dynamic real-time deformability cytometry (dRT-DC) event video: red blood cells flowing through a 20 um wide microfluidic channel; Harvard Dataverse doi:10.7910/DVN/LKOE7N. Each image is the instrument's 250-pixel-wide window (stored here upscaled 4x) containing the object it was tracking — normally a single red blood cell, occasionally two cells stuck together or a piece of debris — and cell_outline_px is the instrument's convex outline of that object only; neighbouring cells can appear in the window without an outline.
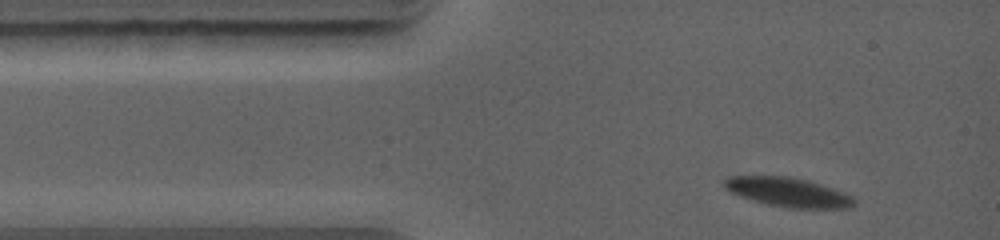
{"species": "common noctule bat (a hibernating species)", "species_latin": "Nyctalus noctula", "temperature_condition": "warm", "stored_images_in_passage": 11, "camera_frame_rate_fps": 5000, "um_per_image_px": 0.085, "animal": {"sex": "female", "body_mass_g": 19.0, "forearm_length_mm": 56.7}, "frame": {"image": 1, "passage_image": 1, "time_ms": 0.0, "image_size_px": [1000, 240], "cell_outline_px": [[856, 200], [848, 208], [792, 208], [768, 204], [732, 192], [724, 188], [724, 180], [728, 176], [788, 176], [808, 180], [844, 192], [852, 196]], "centroid_in_image_um": [67.01, 16.32], "position_along_channel_um": 18.0, "area_um2": 21.68}}
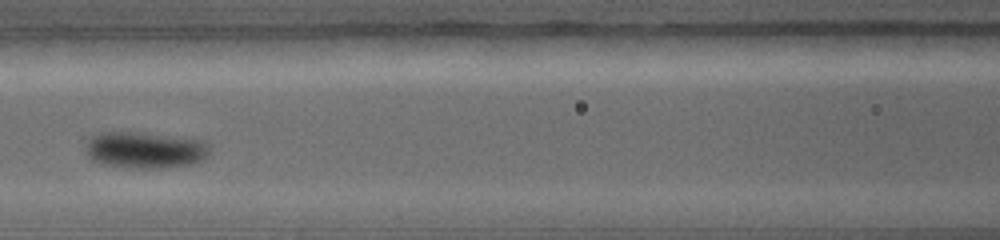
{"frame": {"image": 2, "passage_image": 5, "time_ms": 3.8, "image_size_px": [1000, 240], "cell_outline_px": [[208, 152], [204, 160], [192, 164], [164, 168], [132, 168], [100, 164], [92, 160], [88, 156], [88, 140], [96, 132], [140, 132], [204, 140], [208, 144]], "centroid_in_image_um": [12.34, 12.75], "position_along_channel_um": 154.3, "area_um2": 26.47}}
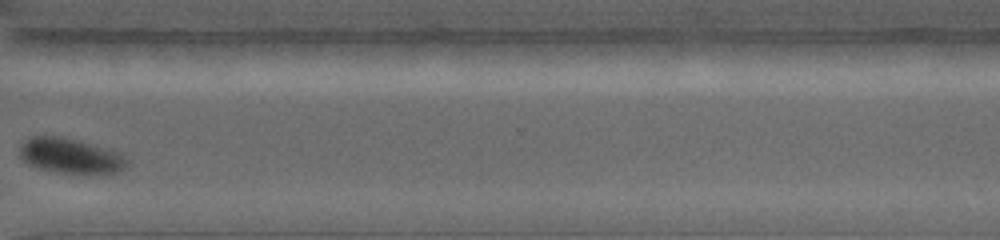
{"frame": {"image": 3, "passage_image": 10, "time_ms": 8.4, "image_size_px": [1000, 240], "cell_outline_px": [[128, 160], [124, 168], [116, 172], [92, 176], [60, 172], [40, 168], [28, 164], [20, 156], [20, 148], [24, 140], [32, 136], [60, 136], [80, 140], [112, 152]], "centroid_in_image_um": [5.94, 13.27], "position_along_channel_um": 364.7, "area_um2": 21.79}}